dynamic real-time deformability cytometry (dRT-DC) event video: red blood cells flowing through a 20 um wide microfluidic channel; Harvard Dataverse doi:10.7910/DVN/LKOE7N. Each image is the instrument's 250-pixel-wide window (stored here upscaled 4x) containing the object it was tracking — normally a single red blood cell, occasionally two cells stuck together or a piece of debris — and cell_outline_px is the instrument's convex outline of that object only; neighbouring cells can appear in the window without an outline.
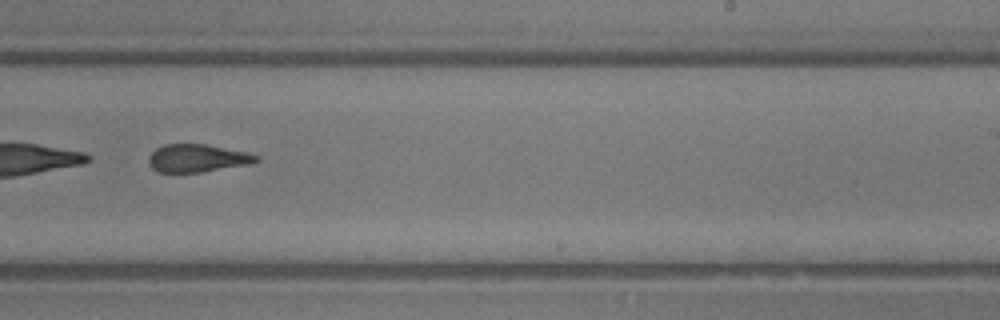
{"species": "common noctule bat (a hibernating species)", "species_latin": "Nyctalus noctula", "temperature_condition": "room temperature", "stored_images_in_passage": 46, "segment_of_instrument_passage": [2, 2], "camera_frame_rate_fps": 3000, "um_per_image_px": 0.085, "animal": {"sex": "male", "body_mass_g": 13.3}, "frame": {"image": 1, "passage_image": 29, "time_ms": 9.333, "image_size_px": [1000, 320], "cell_outline_px": [[260, 160], [248, 164], [200, 172], [160, 172], [152, 168], [148, 164], [148, 156], [156, 148], [164, 144], [204, 144], [248, 152], [260, 156]], "centroid_in_image_um": [16.76, 13.44], "position_along_channel_um": 272.2, "area_um2": 17.4}}
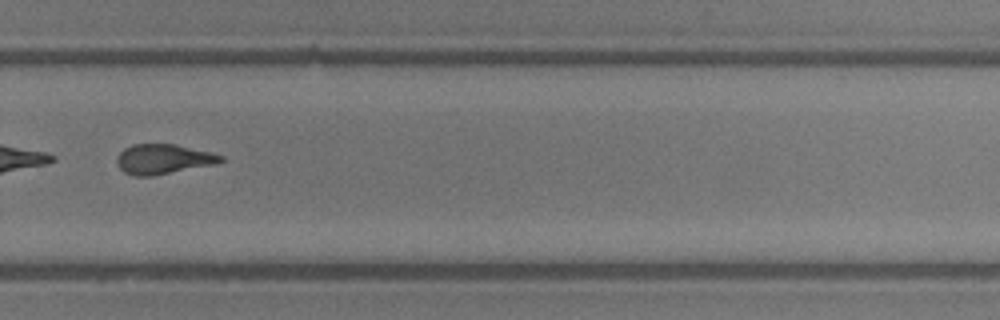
{"frame": {"image": 2, "passage_image": 32, "time_ms": 10.333, "image_size_px": [1000, 320], "cell_outline_px": [[224, 160], [220, 164], [152, 176], [132, 176], [124, 172], [116, 164], [116, 160], [120, 152], [124, 148], [132, 144], [176, 144], [212, 152], [224, 156]], "centroid_in_image_um": [13.92, 13.53], "position_along_channel_um": 315.9, "area_um2": 18.5}}